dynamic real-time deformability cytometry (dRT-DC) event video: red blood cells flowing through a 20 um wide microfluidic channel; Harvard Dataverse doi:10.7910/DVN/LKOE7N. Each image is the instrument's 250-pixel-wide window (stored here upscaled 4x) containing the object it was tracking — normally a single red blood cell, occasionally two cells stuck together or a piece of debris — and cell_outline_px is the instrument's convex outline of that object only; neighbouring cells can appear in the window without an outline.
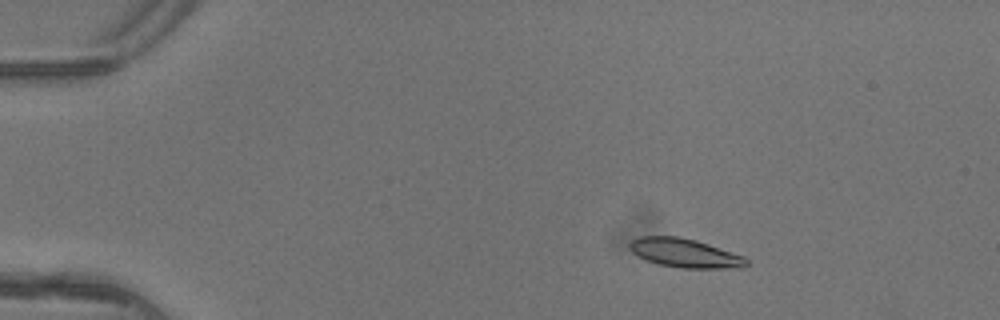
{"species": "common noctule bat (a hibernating species)", "species_latin": "Nyctalus noctula", "temperature_condition": "warm", "stored_images_in_passage": 5, "camera_frame_rate_fps": 3000, "um_per_image_px": 0.085, "animal": {"sex": "female"}, "frame": {"image": 1, "passage_image": 3, "time_ms": 0.667, "image_size_px": [1000, 320], "cell_outline_px": [[748, 264], [744, 268], [680, 268], [660, 264], [648, 260], [632, 252], [628, 244], [632, 240], [640, 236], [676, 236], [696, 240], [744, 256], [748, 260]], "centroid_in_image_um": [58.24, 21.51], "position_along_channel_um": 26.8, "area_um2": 19.54}}